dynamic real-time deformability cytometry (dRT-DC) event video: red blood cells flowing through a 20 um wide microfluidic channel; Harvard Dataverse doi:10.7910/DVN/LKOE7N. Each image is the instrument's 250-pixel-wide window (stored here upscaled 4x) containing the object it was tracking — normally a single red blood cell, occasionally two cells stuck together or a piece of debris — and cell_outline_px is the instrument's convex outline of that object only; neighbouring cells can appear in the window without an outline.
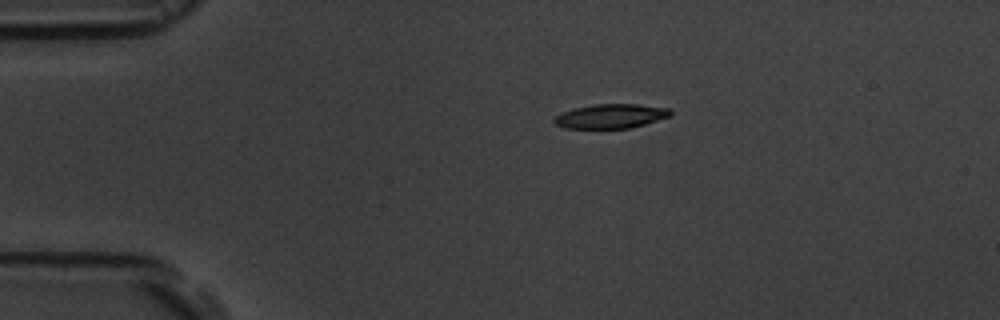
{"species": "common noctule bat (a hibernating species)", "species_latin": "Nyctalus noctula", "temperature_condition": "room temperature", "stored_images_in_passage": 14, "camera_frame_rate_fps": 3000, "um_per_image_px": 0.085, "animal": {"sex": "male", "body_mass_g": 19.5, "forearm_length_mm": 54.6}, "frame": {"image": 1, "passage_image": 1, "time_ms": 0.0, "image_size_px": [1000, 320], "cell_outline_px": [[672, 116], [644, 124], [628, 128], [564, 128], [556, 124], [552, 120], [560, 112], [572, 108], [592, 104], [640, 104], [668, 108], [672, 112]], "centroid_in_image_um": [51.9, 9.86], "position_along_channel_um": 33.1, "area_um2": 16.59}}
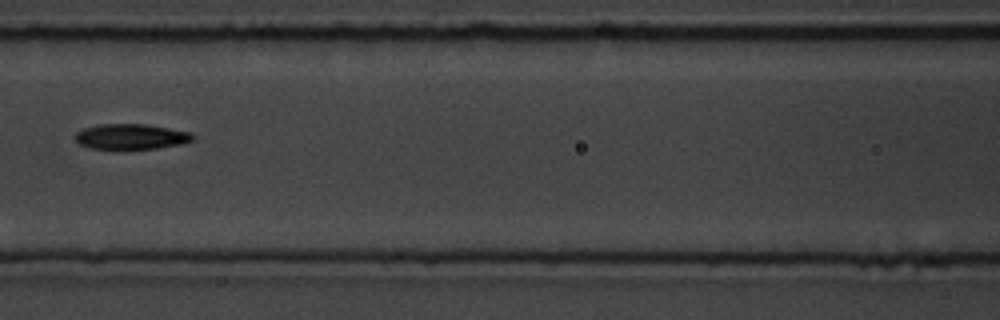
{"frame": {"image": 2, "passage_image": 5, "time_ms": 4.667, "image_size_px": [1000, 320], "cell_outline_px": [[196, 140], [180, 144], [156, 148], [88, 148], [80, 144], [76, 140], [76, 132], [84, 128], [100, 124], [144, 124], [192, 132], [196, 136]], "centroid_in_image_um": [11.19, 11.6], "position_along_channel_um": 155.4, "area_um2": 17.22}}
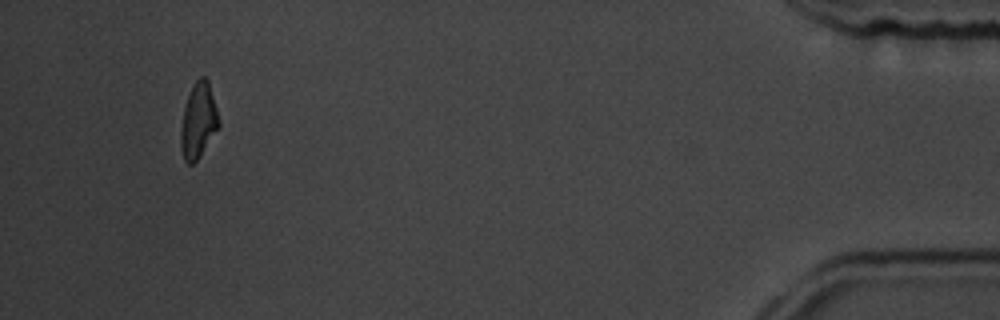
{"frame": {"image": 3, "passage_image": 13, "time_ms": 14.0, "image_size_px": [1000, 320], "cell_outline_px": [[220, 124], [196, 160], [192, 164], [188, 164], [184, 160], [180, 144], [180, 132], [184, 108], [188, 96], [196, 80], [200, 76], [204, 76], [208, 80], [220, 120]], "centroid_in_image_um": [16.85, 10.24], "position_along_channel_um": 418.3, "area_um2": 16.24}, "authors_computed_cell_mechanics": {"area_um2": 17.4267, "velocity_mm_per_s": 3.6105, "shape_relaxation_time_tau1_ms": 3.9273, "shape_relaxation_time_tau2_ms": 8.023, "deformation_change_tau1": 0.1527, "deformation_change_tau2": 0.1426}}